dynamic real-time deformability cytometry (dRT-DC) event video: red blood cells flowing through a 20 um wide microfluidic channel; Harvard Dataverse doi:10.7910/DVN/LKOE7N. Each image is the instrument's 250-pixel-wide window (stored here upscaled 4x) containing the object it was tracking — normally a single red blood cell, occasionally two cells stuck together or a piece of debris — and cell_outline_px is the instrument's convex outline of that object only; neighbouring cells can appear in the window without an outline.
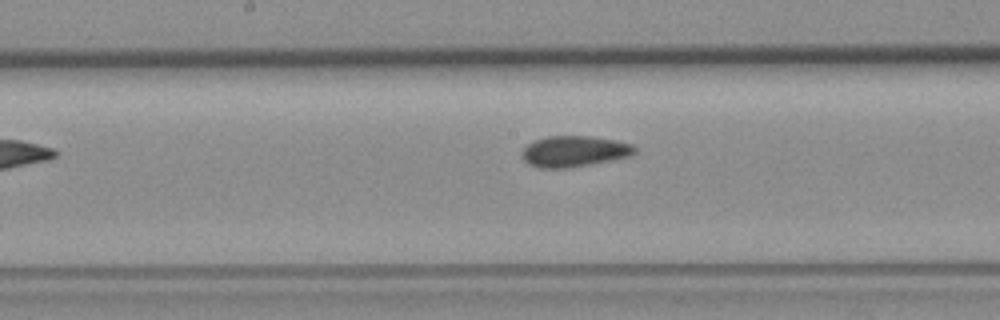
{"species": "common noctule bat (a hibernating species)", "species_latin": "Nyctalus noctula", "temperature_condition": "room temperature", "stored_images_in_passage": 11, "camera_frame_rate_fps": 3000, "um_per_image_px": 0.085, "animal": {"sex": "female", "body_mass_g": 19.3, "forearm_length_mm": 54.1}, "frame": {"image": 1, "passage_image": 10, "time_ms": 11.333, "image_size_px": [1000, 320], "cell_outline_px": [[636, 152], [628, 156], [612, 160], [568, 168], [540, 168], [528, 164], [520, 156], [520, 152], [528, 144], [536, 140], [548, 136], [592, 136], [616, 140], [632, 144], [636, 148]], "centroid_in_image_um": [48.78, 12.86], "position_along_channel_um": 199.4, "area_um2": 20.4}}
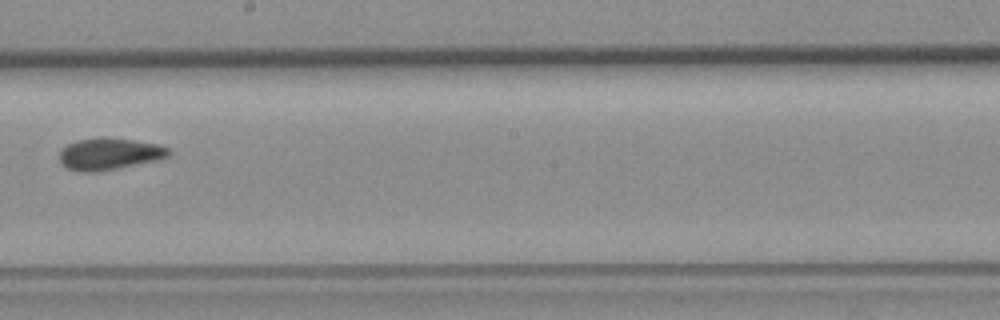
{"frame": {"image": 2, "passage_image": 11, "time_ms": 12.333, "image_size_px": [1000, 320], "cell_outline_px": [[172, 152], [168, 156], [156, 160], [96, 172], [80, 172], [68, 168], [60, 164], [60, 152], [68, 144], [76, 140], [100, 136], [104, 136], [160, 144], [168, 148]], "centroid_in_image_um": [9.28, 13.06], "position_along_channel_um": 238.9, "area_um2": 20.29}}